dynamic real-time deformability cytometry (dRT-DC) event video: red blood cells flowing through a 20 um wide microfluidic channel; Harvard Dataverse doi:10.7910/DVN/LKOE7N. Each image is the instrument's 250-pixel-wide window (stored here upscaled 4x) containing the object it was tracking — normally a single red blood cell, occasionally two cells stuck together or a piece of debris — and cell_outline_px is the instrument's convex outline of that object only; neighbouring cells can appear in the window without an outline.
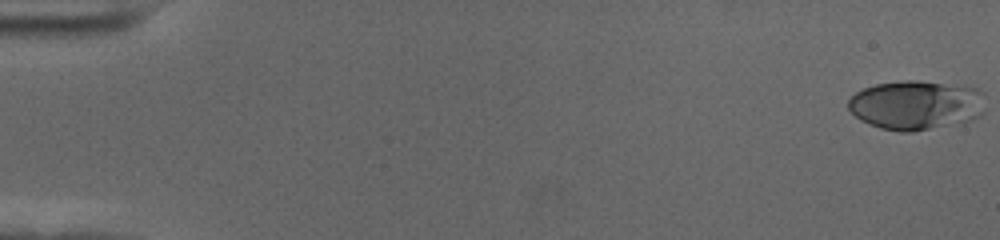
{"species": "human", "species_latin": "Homo sapiens", "temperature_condition": "cold", "stored_images_in_passage": 56, "camera_frame_rate_fps": 3000, "um_per_image_px": 0.085, "donor": {"sex": "female"}, "frame": {"image": 1, "passage_image": 1, "time_ms": 0.0, "image_size_px": [1000, 240], "cell_outline_px": [[984, 112], [980, 116], [972, 120], [912, 132], [900, 132], [880, 128], [860, 120], [848, 108], [848, 100], [856, 92], [864, 88], [876, 84], [904, 80], [916, 80], [976, 88], [984, 92]], "centroid_in_image_um": [77.87, 8.93], "position_along_channel_um": 7.1, "area_um2": 39.42}}
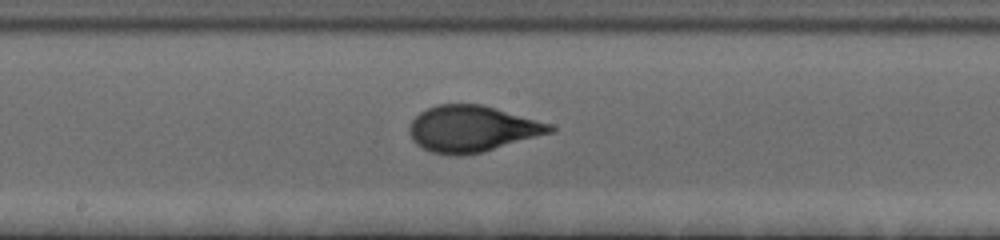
{"frame": {"image": 2, "passage_image": 31, "time_ms": 10.0, "image_size_px": [1000, 240], "cell_outline_px": [[556, 132], [484, 152], [460, 156], [448, 156], [428, 152], [416, 144], [412, 140], [408, 132], [408, 128], [412, 120], [420, 112], [436, 104], [480, 104], [496, 108], [552, 124], [556, 128]], "centroid_in_image_um": [40.13, 10.97], "position_along_channel_um": 208.1, "area_um2": 38.55}}
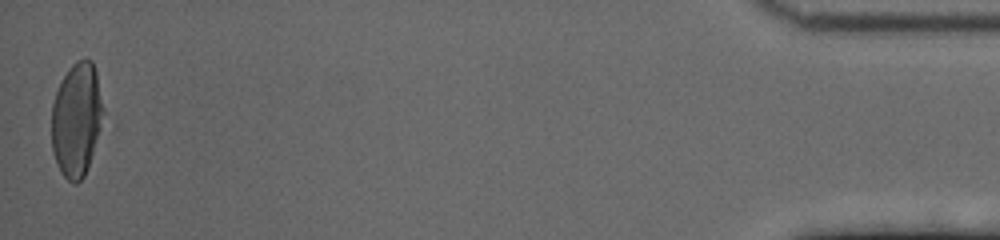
{"frame": {"image": 3, "passage_image": 56, "time_ms": 18.333, "image_size_px": [1000, 240], "cell_outline_px": [[116, 128], [84, 176], [76, 184], [72, 184], [60, 172], [52, 152], [52, 104], [56, 92], [68, 68], [76, 60], [92, 60], [116, 124]], "centroid_in_image_um": [6.8, 10.26], "position_along_channel_um": 428.4, "area_um2": 39.3}, "authors_computed_cell_mechanics": {"area_um2": 36.992, "velocity_mm_per_s": 3.6546, "shape_relaxation_time_tau1_ms": 4.3691, "shape_relaxation_time_tau2_ms": null, "deformation_change_tau1": 0.2034, "deformation_change_tau2": null}}